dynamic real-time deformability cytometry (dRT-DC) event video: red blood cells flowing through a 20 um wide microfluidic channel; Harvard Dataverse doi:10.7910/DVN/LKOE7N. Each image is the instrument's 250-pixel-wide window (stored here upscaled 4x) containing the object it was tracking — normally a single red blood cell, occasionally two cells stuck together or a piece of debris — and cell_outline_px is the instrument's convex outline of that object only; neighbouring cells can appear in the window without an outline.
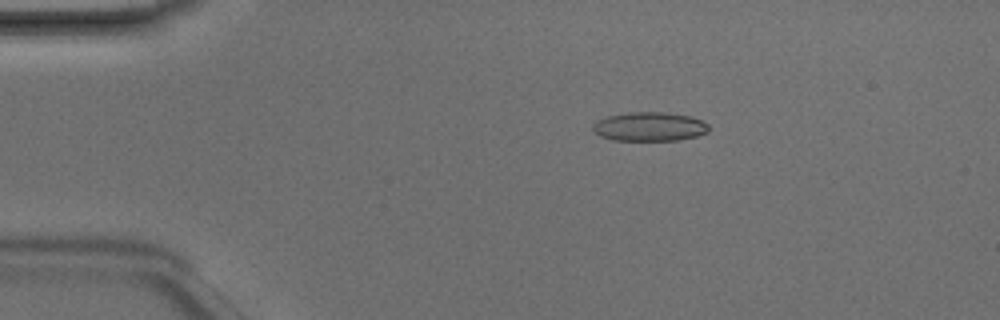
{"species": "Egyptian fruit bat (a non-hibernating species)", "species_latin": "Rousettus aegyptiacus", "temperature_condition": "room temperature", "stored_images_in_passage": 47, "camera_frame_rate_fps": 3000, "um_per_image_px": 0.085, "animal": {"sex": "male"}, "frame": {"image": 1, "passage_image": 8, "time_ms": 2.333, "image_size_px": [1000, 320], "cell_outline_px": [[708, 132], [696, 136], [680, 140], [612, 140], [600, 136], [592, 128], [592, 124], [608, 116], [632, 112], [664, 112], [692, 116], [708, 124]], "centroid_in_image_um": [55.23, 10.76], "position_along_channel_um": 29.8, "area_um2": 19.48}}
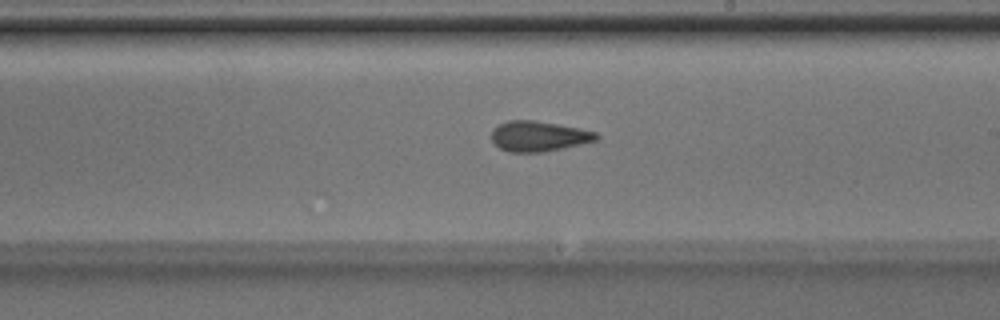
{"frame": {"image": 2, "passage_image": 27, "time_ms": 8.667, "image_size_px": [1000, 320], "cell_outline_px": [[600, 136], [596, 140], [580, 144], [544, 152], [508, 152], [500, 148], [492, 140], [492, 128], [508, 120], [532, 120], [580, 128], [596, 132]], "centroid_in_image_um": [45.77, 11.58], "position_along_channel_um": 243.2, "area_um2": 18.38}}
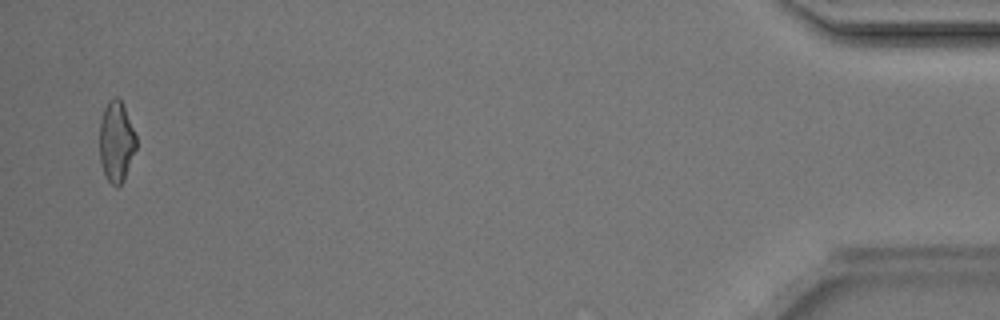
{"frame": {"image": 3, "passage_image": 46, "time_ms": 15.0, "image_size_px": [1000, 320], "cell_outline_px": [[136, 148], [124, 180], [120, 184], [112, 184], [108, 180], [104, 172], [100, 160], [100, 120], [104, 108], [108, 100], [112, 96], [116, 96], [120, 100], [124, 108], [136, 136]], "centroid_in_image_um": [9.88, 12.01], "position_along_channel_um": 425.3, "area_um2": 16.94}, "authors_computed_cell_mechanics": {"area_um2": 18.3804, "velocity_mm_per_s": 4.2252, "shape_relaxation_time_tau1_ms": 4.5539, "shape_relaxation_time_tau2_ms": 1.987, "deformation_change_tau1": 0.1448, "deformation_change_tau2": 0.1209}}